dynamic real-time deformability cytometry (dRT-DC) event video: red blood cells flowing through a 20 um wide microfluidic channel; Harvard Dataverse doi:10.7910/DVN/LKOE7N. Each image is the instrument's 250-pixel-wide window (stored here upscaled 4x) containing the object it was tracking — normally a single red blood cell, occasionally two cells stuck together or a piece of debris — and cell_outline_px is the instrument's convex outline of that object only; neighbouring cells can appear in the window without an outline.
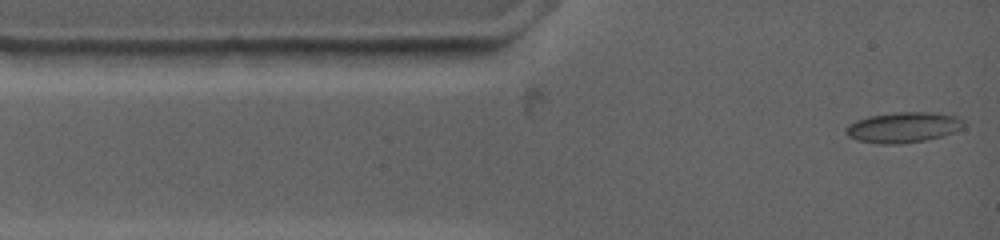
{"species": "common noctule bat (a hibernating species)", "species_latin": "Nyctalus noctula", "temperature_condition": "warm", "stored_images_in_passage": 55, "camera_frame_rate_fps": 4500, "um_per_image_px": 0.085, "animal": {"sex": "female", "body_mass_g": 19.0, "forearm_length_mm": 53.3}, "frame": {"image": 1, "passage_image": 1, "time_ms": 0.0, "image_size_px": [1000, 240], "cell_outline_px": [[964, 128], [940, 136], [924, 140], [892, 144], [860, 140], [848, 136], [844, 132], [844, 128], [848, 124], [856, 120], [868, 116], [896, 112], [928, 112], [956, 116], [964, 120]], "centroid_in_image_um": [76.76, 10.8], "position_along_channel_um": 8.2, "area_um2": 20.58}}
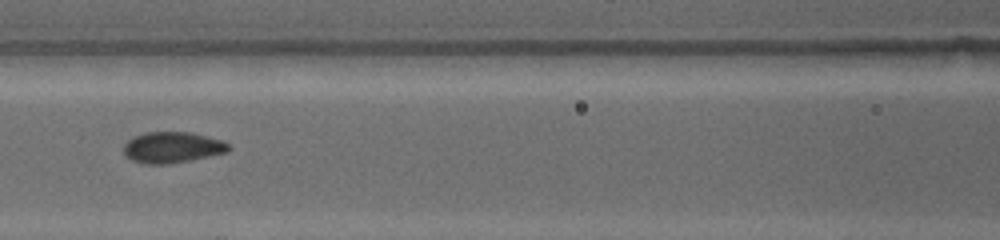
{"frame": {"image": 2, "passage_image": 19, "time_ms": 4.889, "image_size_px": [1000, 240], "cell_outline_px": [[232, 148], [224, 152], [188, 160], [164, 164], [144, 164], [132, 160], [124, 152], [124, 144], [132, 136], [144, 132], [192, 132], [220, 140], [228, 144]], "centroid_in_image_um": [14.59, 12.51], "position_along_channel_um": 152.0, "area_um2": 18.67}}
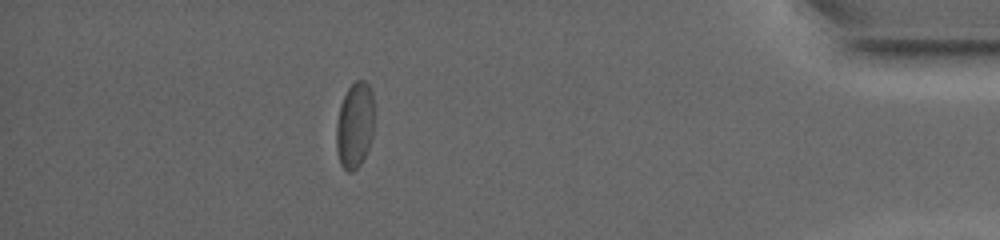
{"frame": {"image": 3, "passage_image": 36, "time_ms": 13.333, "image_size_px": [1000, 240], "cell_outline_px": [[372, 136], [368, 148], [360, 164], [352, 172], [348, 172], [340, 164], [336, 148], [336, 124], [340, 104], [348, 88], [356, 80], [364, 80], [368, 84], [372, 92]], "centroid_in_image_um": [30.12, 10.65], "position_along_channel_um": 405.1, "area_um2": 18.79}, "authors_computed_cell_mechanics": {"area_um2": 18.785, "velocity_mm_per_s": 3.71, "shape_relaxation_time_tau1_ms": 6.3974, "shape_relaxation_time_tau2_ms": 1.1947, "deformation_change_tau1": 0.1428, "deformation_change_tau2": 0.0506}}